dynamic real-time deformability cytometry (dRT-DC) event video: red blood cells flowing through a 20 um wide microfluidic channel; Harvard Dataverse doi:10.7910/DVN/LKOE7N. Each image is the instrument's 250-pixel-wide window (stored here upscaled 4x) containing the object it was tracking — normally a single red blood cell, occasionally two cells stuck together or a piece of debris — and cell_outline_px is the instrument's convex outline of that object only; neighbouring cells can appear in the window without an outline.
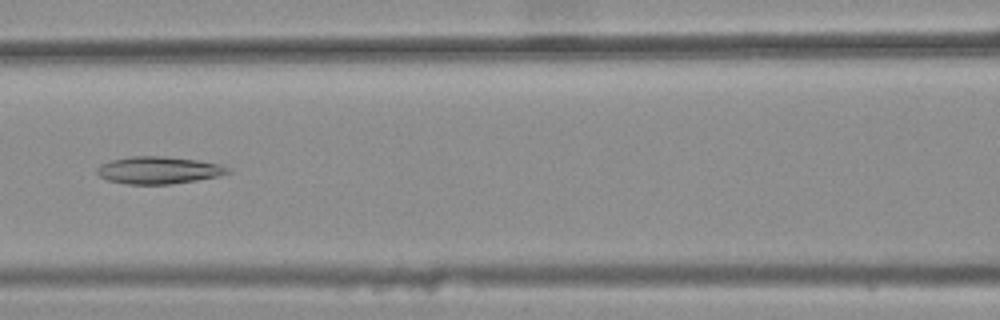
{"species": "common noctule bat (a hibernating species)", "species_latin": "Nyctalus noctula", "temperature_condition": "warm", "stored_images_in_passage": 44, "camera_frame_rate_fps": 3000, "um_per_image_px": 0.085, "animal": {"sex": "female", "body_mass_g": 25.1}, "frame": {"image": 1, "passage_image": 22, "time_ms": 7.0, "image_size_px": [1000, 320], "cell_outline_px": [[232, 172], [220, 176], [172, 184], [128, 184], [108, 180], [100, 176], [96, 172], [96, 168], [100, 164], [112, 160], [128, 156], [164, 156], [196, 160], [220, 164], [228, 168]], "centroid_in_image_um": [13.48, 14.46], "position_along_channel_um": 153.1, "area_um2": 20.81}}
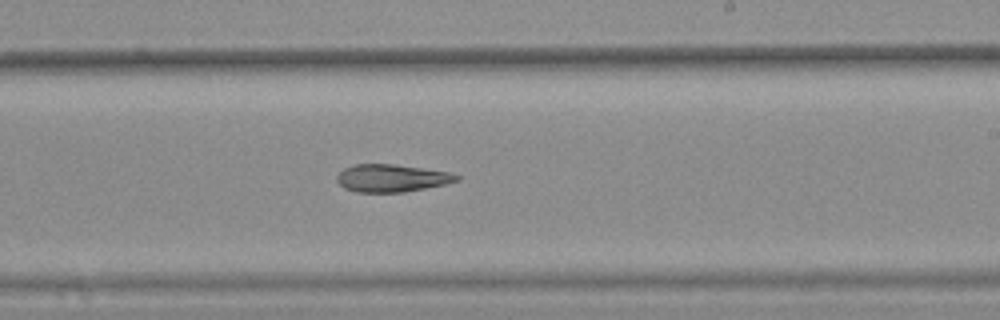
{"frame": {"image": 2, "passage_image": 30, "time_ms": 9.667, "image_size_px": [1000, 320], "cell_outline_px": [[460, 180], [444, 184], [404, 192], [356, 192], [344, 188], [336, 180], [336, 176], [344, 168], [356, 164], [392, 164], [448, 172], [460, 176]], "centroid_in_image_um": [33.25, 15.14], "position_along_channel_um": 255.7, "area_um2": 19.02}}
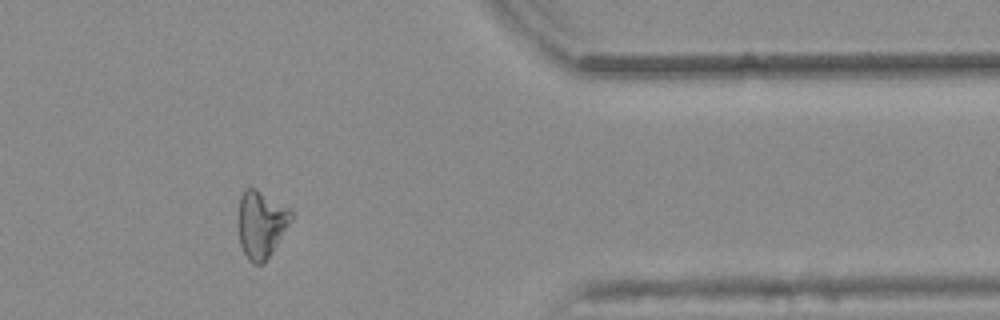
{"frame": {"image": 3, "passage_image": 42, "time_ms": 13.667, "image_size_px": [1000, 320], "cell_outline_px": [[292, 220], [272, 252], [264, 264], [252, 264], [248, 260], [240, 244], [240, 196], [244, 188], [256, 188], [292, 208]], "centroid_in_image_um": [22.24, 19.04], "position_along_channel_um": 389.2, "area_um2": 20.69}, "authors_computed_cell_mechanics": {"area_um2": 20.9236, "velocity_mm_per_s": 3.8533, "shape_relaxation_time_tau1_ms": null, "shape_relaxation_time_tau2_ms": 11.2749, "deformation_change_tau1": null, "deformation_change_tau2": 0.2557}}